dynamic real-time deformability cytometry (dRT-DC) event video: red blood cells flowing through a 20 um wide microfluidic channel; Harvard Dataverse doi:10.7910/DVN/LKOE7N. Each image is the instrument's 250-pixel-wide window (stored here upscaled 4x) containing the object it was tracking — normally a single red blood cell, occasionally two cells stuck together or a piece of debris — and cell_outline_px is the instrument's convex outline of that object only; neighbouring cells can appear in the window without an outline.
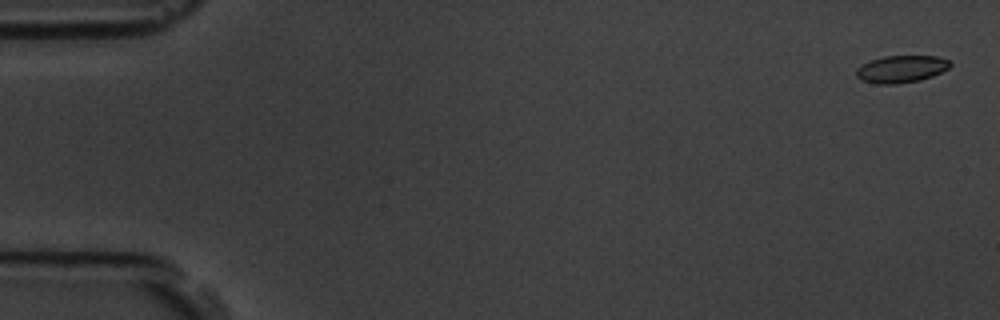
{"species": "common noctule bat (a hibernating species)", "species_latin": "Nyctalus noctula", "temperature_condition": "room temperature", "stored_images_in_passage": 6, "camera_frame_rate_fps": 3000, "um_per_image_px": 0.085, "animal": {"sex": "male", "body_mass_g": 19.5, "forearm_length_mm": 54.6}, "frame": {"image": 1, "passage_image": 1, "time_ms": 0.0, "image_size_px": [1000, 320], "cell_outline_px": [[952, 64], [948, 68], [932, 76], [920, 80], [896, 84], [880, 84], [860, 80], [856, 76], [856, 68], [872, 60], [884, 56], [936, 56], [948, 60]], "centroid_in_image_um": [76.59, 5.87], "position_along_channel_um": 8.4, "area_um2": 14.74}}
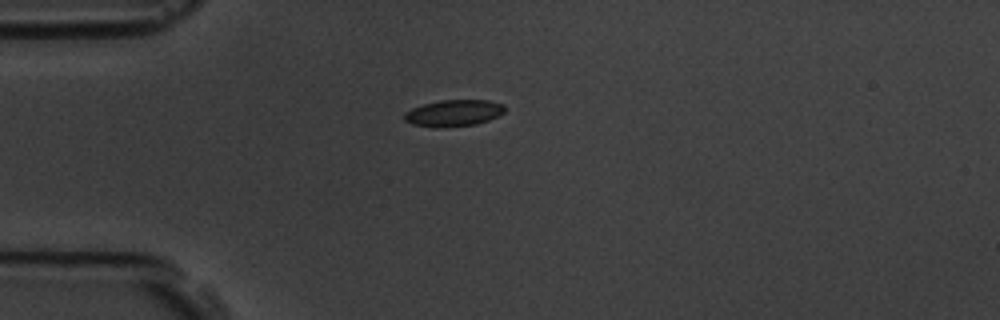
{"frame": {"image": 2, "passage_image": 4, "time_ms": 4.333, "image_size_px": [1000, 320], "cell_outline_px": [[504, 112], [488, 120], [476, 124], [444, 128], [440, 128], [412, 124], [404, 120], [404, 112], [412, 108], [424, 104], [440, 100], [488, 100], [504, 104]], "centroid_in_image_um": [38.54, 9.61], "position_along_channel_um": 46.5, "area_um2": 15.55}}
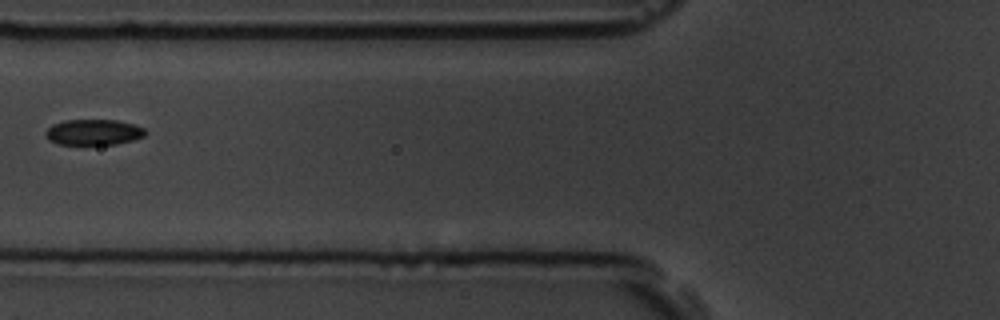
{"frame": {"image": 3, "passage_image": 6, "time_ms": 6.667, "image_size_px": [1000, 320], "cell_outline_px": [[148, 132], [144, 136], [132, 140], [116, 144], [56, 144], [48, 140], [44, 136], [44, 132], [52, 124], [64, 120], [116, 120], [132, 124], [144, 128]], "centroid_in_image_um": [7.91, 11.23], "position_along_channel_um": 117.9, "area_um2": 15.03}}